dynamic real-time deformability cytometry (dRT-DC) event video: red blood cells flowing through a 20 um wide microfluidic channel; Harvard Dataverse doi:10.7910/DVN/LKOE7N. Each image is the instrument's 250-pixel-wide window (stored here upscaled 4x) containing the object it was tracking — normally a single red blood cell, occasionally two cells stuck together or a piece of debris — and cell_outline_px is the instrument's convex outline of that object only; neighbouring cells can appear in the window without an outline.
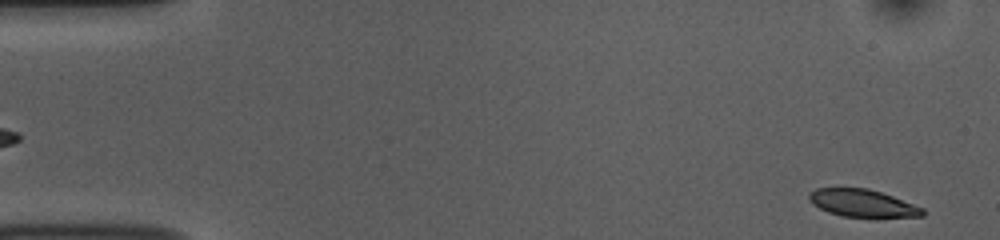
{"species": "common noctule bat (a hibernating species)", "species_latin": "Nyctalus noctula", "temperature_condition": "room temperature", "stored_images_in_passage": 54, "camera_frame_rate_fps": 3000, "um_per_image_px": 0.085, "animal": {"sex": "female", "body_mass_g": 10.0, "forearm_length_mm": 53.1}, "frame": {"image": 1, "passage_image": 2, "time_ms": 0.333, "image_size_px": [1000, 240], "cell_outline_px": [[924, 216], [840, 216], [828, 212], [812, 204], [808, 200], [808, 192], [816, 188], [868, 188], [892, 196], [924, 208]], "centroid_in_image_um": [73.24, 17.25], "position_along_channel_um": 11.8, "area_um2": 17.92}}
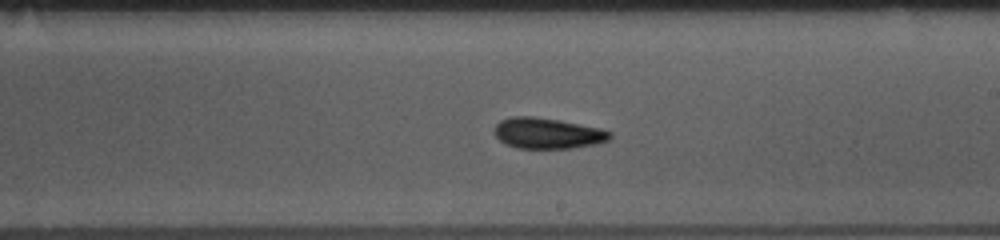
{"frame": {"image": 2, "passage_image": 30, "time_ms": 9.667, "image_size_px": [1000, 240], "cell_outline_px": [[612, 136], [608, 140], [596, 144], [572, 148], [516, 148], [504, 144], [492, 132], [496, 124], [500, 120], [512, 116], [532, 116], [560, 120], [600, 128], [612, 132]], "centroid_in_image_um": [46.51, 11.32], "position_along_channel_um": 242.5, "area_um2": 20.92}}
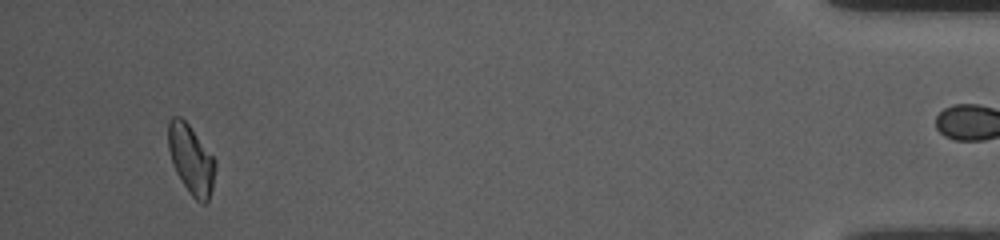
{"frame": {"image": 3, "passage_image": 50, "time_ms": 16.333, "image_size_px": [1000, 240], "cell_outline_px": [[216, 168], [212, 188], [208, 204], [200, 204], [192, 196], [176, 172], [172, 164], [168, 148], [168, 120], [172, 116], [180, 116], [188, 124], [216, 160]], "centroid_in_image_um": [16.25, 13.57], "position_along_channel_um": 419.0, "area_um2": 19.02}, "authors_computed_cell_mechanics": {"area_um2": 19.652, "velocity_mm_per_s": 3.7418, "shape_relaxation_time_tau1_ms": 2.2833, "shape_relaxation_time_tau2_ms": 2.2237, "deformation_change_tau1": 0.1138, "deformation_change_tau2": 0.0912}}